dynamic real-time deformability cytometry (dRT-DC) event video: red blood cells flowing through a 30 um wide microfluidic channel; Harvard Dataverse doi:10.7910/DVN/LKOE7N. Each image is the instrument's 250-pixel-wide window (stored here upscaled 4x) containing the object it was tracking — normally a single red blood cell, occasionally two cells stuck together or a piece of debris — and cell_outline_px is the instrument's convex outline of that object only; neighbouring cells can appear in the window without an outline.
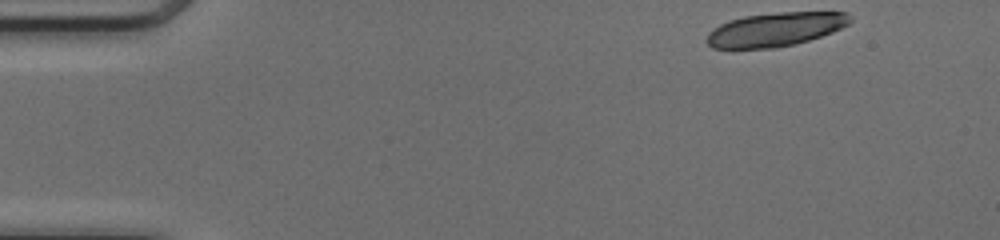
{"species": "common noctule bat (a hibernating species)", "species_latin": "Nyctalus noctula", "temperature_condition": "cold", "stored_images_in_passage": 14, "camera_frame_rate_fps": 3000, "um_per_image_px": 0.085, "animal": {"sex": "female", "body_mass_g": 17.0, "forearm_length_mm": 48.0}, "frame": {"image": 1, "passage_image": 1, "time_ms": 0.0, "image_size_px": [1000, 240], "cell_outline_px": [[852, 20], [848, 24], [832, 32], [808, 40], [776, 48], [732, 52], [712, 48], [704, 40], [708, 32], [720, 24], [744, 16], [780, 12], [848, 12], [852, 16]], "centroid_in_image_um": [65.8, 2.55], "position_along_channel_um": 19.2, "area_um2": 29.07}}